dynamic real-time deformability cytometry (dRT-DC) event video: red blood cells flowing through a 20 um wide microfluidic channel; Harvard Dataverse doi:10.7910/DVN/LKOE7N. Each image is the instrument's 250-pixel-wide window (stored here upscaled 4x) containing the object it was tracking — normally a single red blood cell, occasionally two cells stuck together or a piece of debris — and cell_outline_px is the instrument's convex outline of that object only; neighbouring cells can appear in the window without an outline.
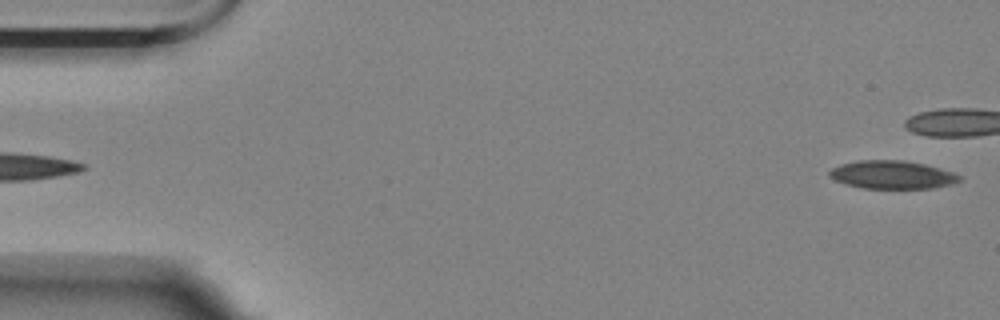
{"species": "Egyptian fruit bat (a non-hibernating species)", "species_latin": "Rousettus aegyptiacus", "temperature_condition": "room temperature", "stored_images_in_passage": 14, "camera_frame_rate_fps": 3000, "um_per_image_px": 0.085, "animal": {"sex": "female"}, "frame": {"image": 1, "passage_image": 1, "time_ms": 0.0, "image_size_px": [1000, 320], "cell_outline_px": [[964, 180], [952, 184], [932, 188], [864, 188], [844, 184], [828, 176], [828, 172], [832, 168], [840, 164], [860, 160], [904, 160], [924, 164], [952, 172], [960, 176]], "centroid_in_image_um": [75.83, 14.85], "position_along_channel_um": 9.2, "area_um2": 21.33}}